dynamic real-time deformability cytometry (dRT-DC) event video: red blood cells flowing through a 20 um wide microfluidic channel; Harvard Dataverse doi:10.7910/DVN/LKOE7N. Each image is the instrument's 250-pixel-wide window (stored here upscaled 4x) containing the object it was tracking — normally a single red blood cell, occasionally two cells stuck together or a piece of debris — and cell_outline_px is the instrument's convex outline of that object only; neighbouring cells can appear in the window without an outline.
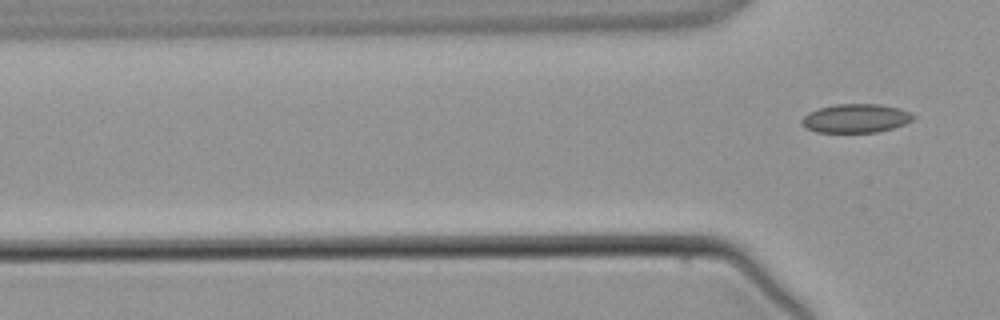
{"species": "common noctule bat (a hibernating species)", "species_latin": "Nyctalus noctula", "temperature_condition": "warm", "stored_images_in_passage": 4, "camera_frame_rate_fps": 3000, "um_per_image_px": 0.085, "animal": {"sex": "male", "body_mass_g": 21.5, "forearm_length_mm": 52.0}, "frame": {"image": 1, "passage_image": 4, "time_ms": 3.667, "image_size_px": [1000, 320], "cell_outline_px": [[916, 116], [912, 120], [904, 124], [892, 128], [876, 132], [816, 132], [808, 128], [800, 120], [808, 112], [820, 108], [836, 104], [880, 104], [900, 108]], "centroid_in_image_um": [72.76, 10.05], "position_along_channel_um": 53.0, "area_um2": 18.5}}